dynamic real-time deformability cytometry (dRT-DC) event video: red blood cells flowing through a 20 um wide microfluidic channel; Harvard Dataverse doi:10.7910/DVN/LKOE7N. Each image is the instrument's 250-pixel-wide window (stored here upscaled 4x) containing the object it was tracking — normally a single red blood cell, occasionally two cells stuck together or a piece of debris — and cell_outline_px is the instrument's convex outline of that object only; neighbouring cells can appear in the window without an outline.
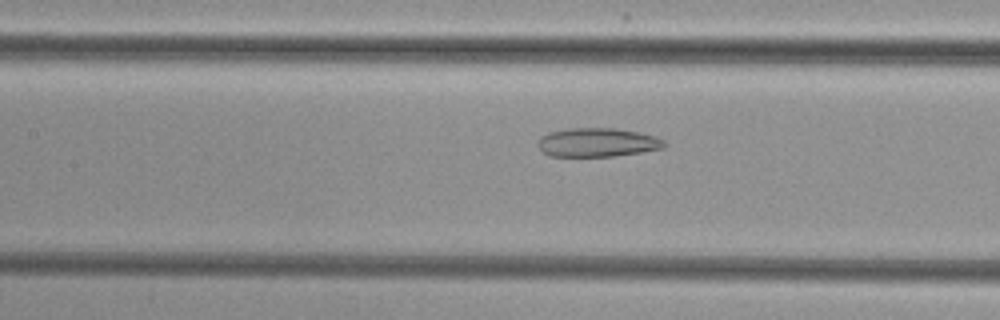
{"species": "common noctule bat (a hibernating species)", "species_latin": "Nyctalus noctula", "temperature_condition": "cold", "stored_images_in_passage": 41, "camera_frame_rate_fps": 3000, "um_per_image_px": 0.085, "animal": {"sex": "female", "body_mass_g": 29.2, "forearm_length_mm": 56.3}, "frame": {"image": 1, "passage_image": 13, "time_ms": 4.0, "image_size_px": [1000, 320], "cell_outline_px": [[668, 144], [664, 148], [640, 152], [612, 156], [548, 156], [536, 144], [536, 140], [540, 136], [548, 132], [568, 128], [616, 128], [640, 132], [656, 136], [664, 140]], "centroid_in_image_um": [50.77, 12.09], "position_along_channel_um": 156.6, "area_um2": 21.5}}
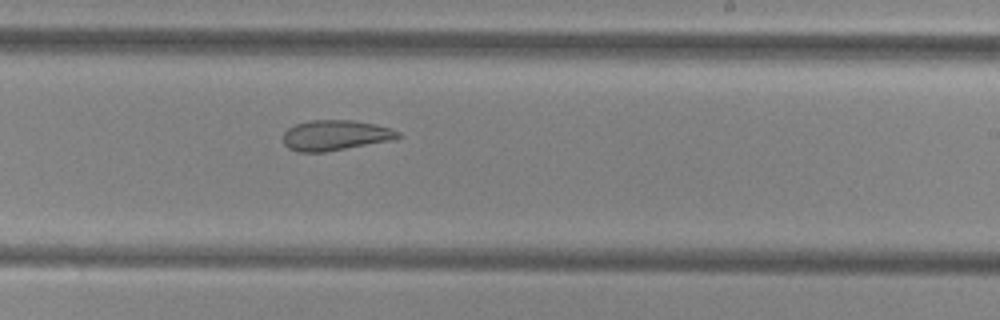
{"frame": {"image": 2, "passage_image": 21, "time_ms": 6.667, "image_size_px": [1000, 320], "cell_outline_px": [[400, 136], [392, 140], [324, 152], [296, 152], [288, 148], [284, 144], [284, 132], [288, 128], [296, 124], [308, 120], [352, 120], [376, 124], [392, 128], [400, 132]], "centroid_in_image_um": [28.49, 11.49], "position_along_channel_um": 260.5, "area_um2": 20.35}}
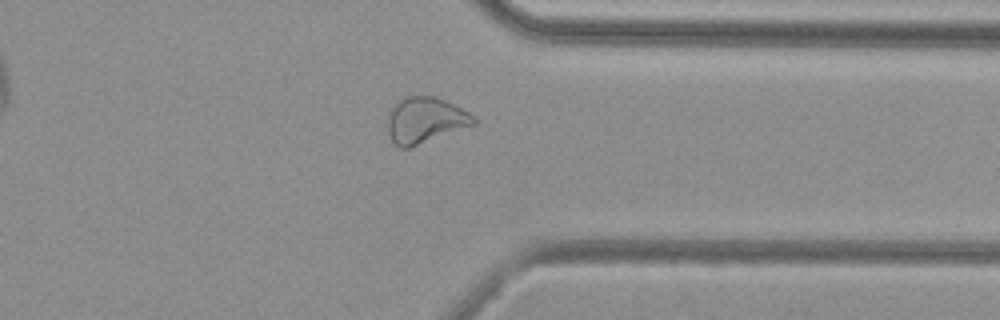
{"frame": {"image": 3, "passage_image": 30, "time_ms": 9.667, "image_size_px": [1000, 320], "cell_outline_px": [[476, 124], [408, 148], [400, 148], [392, 140], [388, 132], [388, 116], [392, 108], [404, 96], [436, 96], [468, 112], [476, 120]], "centroid_in_image_um": [36.13, 10.21], "position_along_channel_um": 375.3, "area_um2": 22.6}}